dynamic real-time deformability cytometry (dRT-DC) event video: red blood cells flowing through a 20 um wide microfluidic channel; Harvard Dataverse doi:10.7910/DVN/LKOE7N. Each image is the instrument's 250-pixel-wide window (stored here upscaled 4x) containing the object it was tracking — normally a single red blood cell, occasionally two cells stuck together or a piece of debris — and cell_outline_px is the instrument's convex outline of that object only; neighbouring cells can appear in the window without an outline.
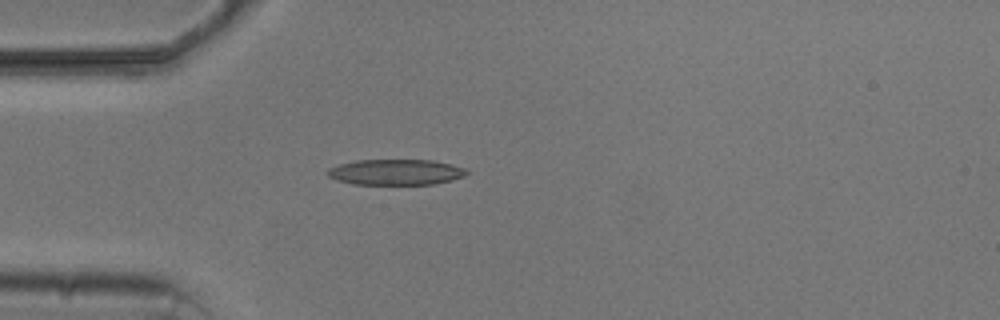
{"species": "common noctule bat (a hibernating species)", "species_latin": "Nyctalus noctula", "temperature_condition": "cold", "stored_images_in_passage": 4, "camera_frame_rate_fps": 3000, "um_per_image_px": 0.085, "animal": {"sex": "male", "body_mass_g": 20.5, "forearm_length_mm": 52.5}, "frame": {"image": 1, "passage_image": 4, "time_ms": 4.333, "image_size_px": [1000, 320], "cell_outline_px": [[468, 172], [464, 176], [452, 180], [436, 184], [352, 184], [336, 180], [328, 176], [328, 168], [340, 164], [356, 160], [432, 160], [468, 168]], "centroid_in_image_um": [33.66, 14.63], "position_along_channel_um": 51.3, "area_um2": 20.87}}